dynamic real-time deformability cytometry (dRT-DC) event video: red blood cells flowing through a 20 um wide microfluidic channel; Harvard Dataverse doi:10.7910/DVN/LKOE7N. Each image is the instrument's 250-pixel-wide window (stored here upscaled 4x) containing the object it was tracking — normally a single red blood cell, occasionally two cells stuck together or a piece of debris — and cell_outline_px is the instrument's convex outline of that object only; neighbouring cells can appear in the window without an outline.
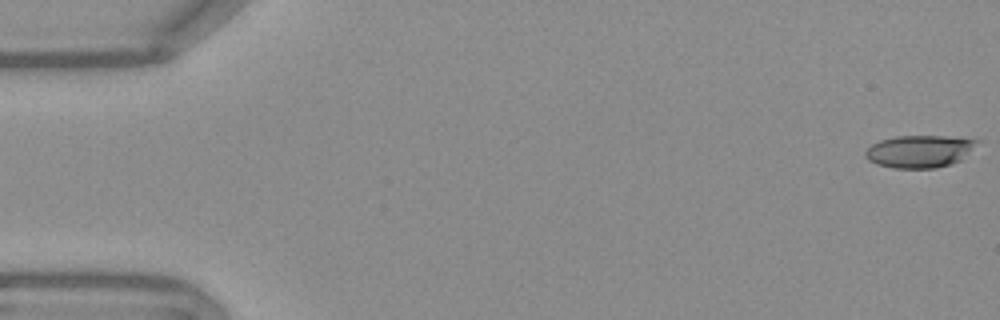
{"species": "Egyptian fruit bat (a non-hibernating species)", "species_latin": "Rousettus aegyptiacus", "temperature_condition": "warm", "stored_images_in_passage": 54, "camera_frame_rate_fps": 3000, "um_per_image_px": 0.085, "frame": {"image": 1, "passage_image": 1, "time_ms": 0.0, "image_size_px": [1000, 320], "cell_outline_px": [[980, 140], [960, 160], [952, 164], [936, 168], [892, 168], [876, 164], [868, 160], [864, 156], [864, 152], [872, 144], [880, 140], [896, 136], [944, 136]], "centroid_in_image_um": [78.1, 12.87], "position_along_channel_um": 6.9, "area_um2": 20.98}}
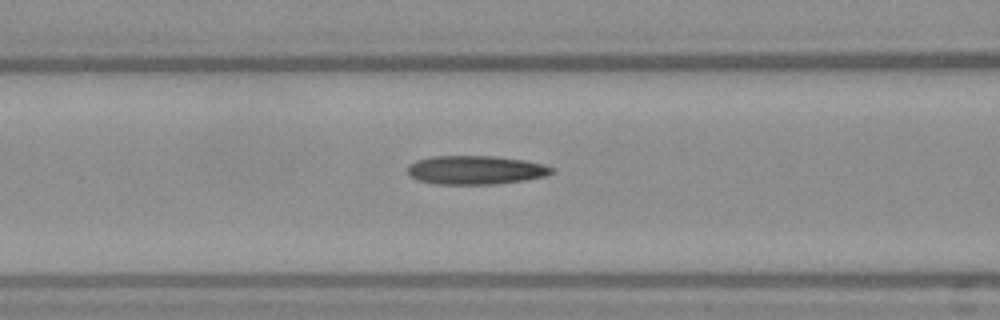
{"frame": {"image": 2, "passage_image": 22, "time_ms": 7.0, "image_size_px": [1000, 320], "cell_outline_px": [[556, 168], [552, 172], [544, 176], [524, 180], [496, 184], [436, 184], [420, 180], [412, 176], [408, 172], [408, 164], [416, 160], [432, 156], [496, 156], [524, 160], [544, 164]], "centroid_in_image_um": [40.44, 14.44], "position_along_channel_um": 126.2, "area_um2": 24.1}}
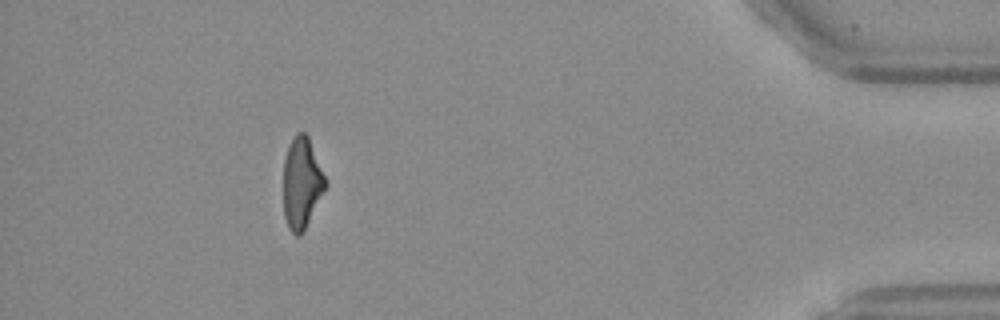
{"frame": {"image": 3, "passage_image": 49, "time_ms": 16.0, "image_size_px": [1000, 320], "cell_outline_px": [[328, 184], [304, 232], [300, 236], [296, 236], [288, 228], [284, 216], [284, 160], [288, 148], [296, 132], [304, 132], [308, 136], [328, 180]], "centroid_in_image_um": [25.68, 15.58], "position_along_channel_um": 409.5, "area_um2": 22.6}, "authors_computed_cell_mechanics": {"area_um2": 23.2645, "velocity_mm_per_s": 3.7902, "shape_relaxation_time_tau1_ms": 8.7174, "shape_relaxation_time_tau2_ms": 3.2675, "deformation_change_tau1": 0.2754, "deformation_change_tau2": 0.1489}}